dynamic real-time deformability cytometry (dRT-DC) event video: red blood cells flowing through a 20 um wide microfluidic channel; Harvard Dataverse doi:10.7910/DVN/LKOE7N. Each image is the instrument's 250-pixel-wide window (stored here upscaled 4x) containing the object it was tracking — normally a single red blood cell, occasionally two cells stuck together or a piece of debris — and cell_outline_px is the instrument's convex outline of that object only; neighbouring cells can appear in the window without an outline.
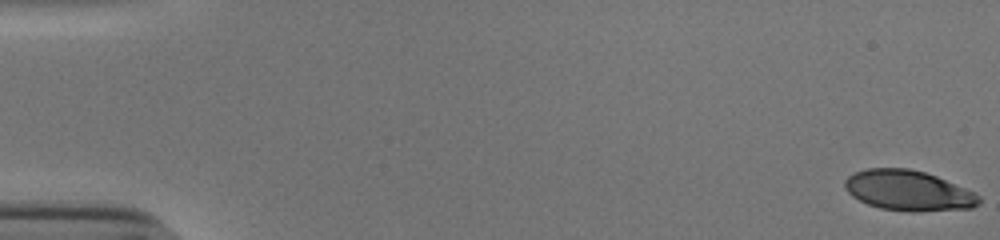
{"species": "human", "species_latin": "Homo sapiens", "temperature_condition": "cold", "stored_images_in_passage": 54, "camera_frame_rate_fps": 3000, "um_per_image_px": 0.085, "donor": {"sex": "male"}, "frame": {"image": 1, "passage_image": 1, "time_ms": 0.0, "image_size_px": [1000, 240], "cell_outline_px": [[980, 204], [972, 208], [920, 212], [912, 212], [880, 208], [868, 204], [852, 196], [844, 188], [844, 180], [852, 172], [868, 168], [908, 168], [924, 172], [936, 176], [964, 188], [980, 196]], "centroid_in_image_um": [77.18, 16.2], "position_along_channel_um": 7.8, "area_um2": 31.56}}
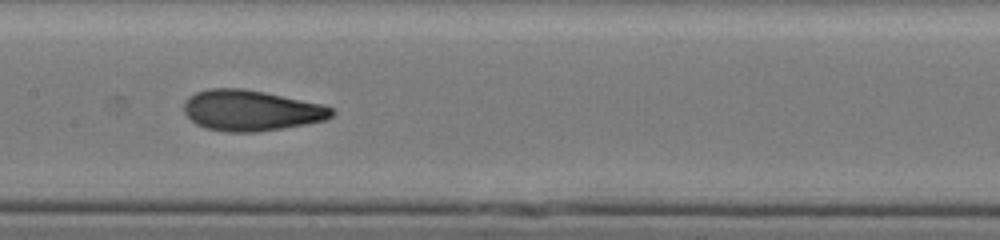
{"frame": {"image": 2, "passage_image": 28, "time_ms": 9.0, "image_size_px": [1000, 240], "cell_outline_px": [[336, 112], [328, 120], [308, 124], [256, 132], [228, 132], [204, 128], [196, 124], [184, 112], [184, 100], [188, 96], [196, 92], [208, 88], [244, 88], [324, 104], [332, 108]], "centroid_in_image_um": [21.36, 9.39], "position_along_channel_um": 186.0, "area_um2": 35.43}}
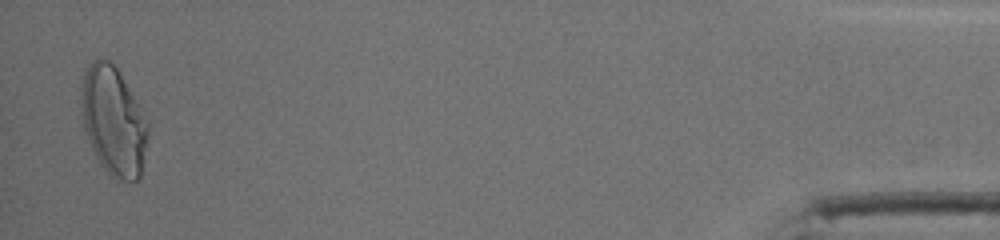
{"frame": {"image": 3, "passage_image": 53, "time_ms": 17.333, "image_size_px": [1000, 240], "cell_outline_px": [[148, 132], [140, 176], [136, 180], [116, 180], [108, 176], [100, 164], [92, 148], [84, 128], [80, 104], [80, 92], [84, 72], [92, 60], [100, 56], [108, 60], [116, 68], [148, 120]], "centroid_in_image_um": [9.61, 10.29], "position_along_channel_um": 425.6, "area_um2": 42.19}, "authors_computed_cell_mechanics": {"area_um2": 34.3621, "velocity_mm_per_s": 3.8569, "shape_relaxation_time_tau1_ms": 4.2393, "shape_relaxation_time_tau2_ms": 1.2336, "deformation_change_tau1": 0.1773, "deformation_change_tau2": 0.0734}}